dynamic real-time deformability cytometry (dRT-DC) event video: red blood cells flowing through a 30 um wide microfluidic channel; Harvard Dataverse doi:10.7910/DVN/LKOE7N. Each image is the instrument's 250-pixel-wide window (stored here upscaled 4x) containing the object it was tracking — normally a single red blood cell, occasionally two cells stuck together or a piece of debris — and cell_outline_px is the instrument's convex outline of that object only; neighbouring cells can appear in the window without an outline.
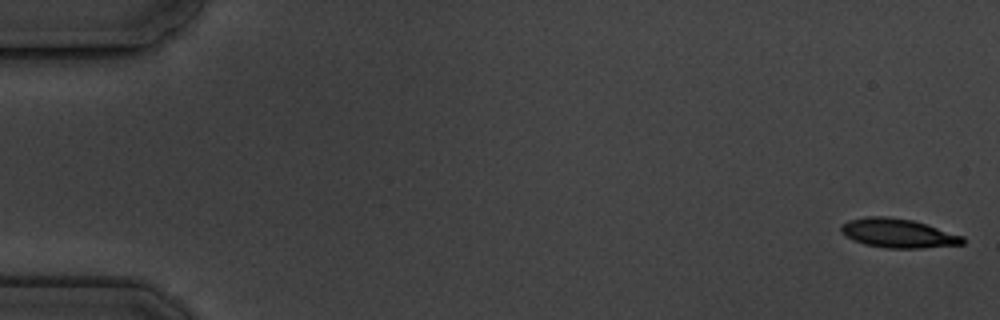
{"species": "common noctule bat (a hibernating species)", "species_latin": "Nyctalus noctula", "temperature_condition": "cold", "stored_images_in_passage": 8, "camera_frame_rate_fps": 3000, "um_per_image_px": 0.085, "animal": {"sex": "male", "body_mass_g": 19.5, "forearm_length_mm": 54.6}, "frame": {"image": 1, "passage_image": 1, "time_ms": 0.0, "image_size_px": [1000, 320], "cell_outline_px": [[964, 244], [920, 248], [888, 248], [864, 244], [852, 240], [844, 236], [840, 232], [840, 224], [848, 220], [868, 216], [888, 216], [912, 220], [964, 236]], "centroid_in_image_um": [76.28, 19.82], "position_along_channel_um": 8.7, "area_um2": 20.69}}
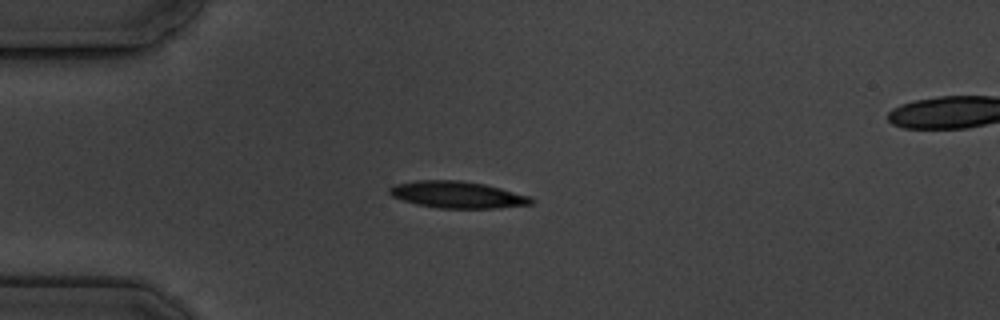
{"frame": {"image": 2, "passage_image": 5, "time_ms": 4.667, "image_size_px": [1000, 320], "cell_outline_px": [[536, 200], [532, 204], [500, 208], [440, 208], [416, 204], [392, 196], [388, 192], [388, 188], [396, 184], [416, 180], [460, 180], [484, 184], [532, 196]], "centroid_in_image_um": [38.92, 16.55], "position_along_channel_um": 46.1, "area_um2": 22.2}}
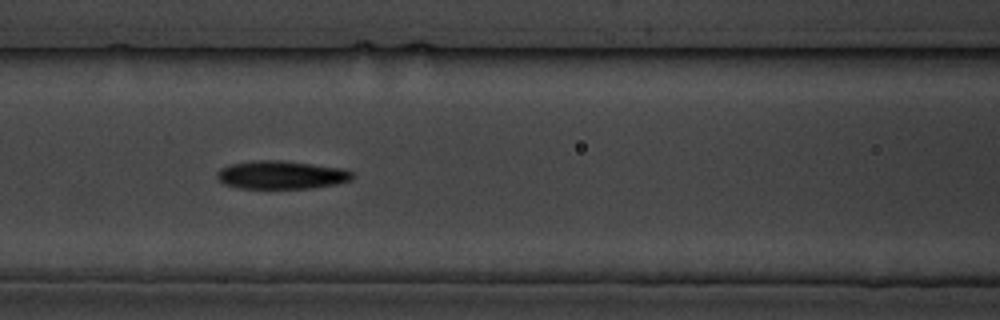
{"frame": {"image": 3, "passage_image": 8, "time_ms": 8.0, "image_size_px": [1000, 320], "cell_outline_px": [[356, 176], [352, 180], [336, 184], [312, 188], [240, 188], [224, 184], [216, 176], [216, 172], [220, 168], [228, 164], [252, 160], [280, 160], [348, 168], [356, 172]], "centroid_in_image_um": [23.98, 14.85], "position_along_channel_um": 142.6, "area_um2": 22.77}}